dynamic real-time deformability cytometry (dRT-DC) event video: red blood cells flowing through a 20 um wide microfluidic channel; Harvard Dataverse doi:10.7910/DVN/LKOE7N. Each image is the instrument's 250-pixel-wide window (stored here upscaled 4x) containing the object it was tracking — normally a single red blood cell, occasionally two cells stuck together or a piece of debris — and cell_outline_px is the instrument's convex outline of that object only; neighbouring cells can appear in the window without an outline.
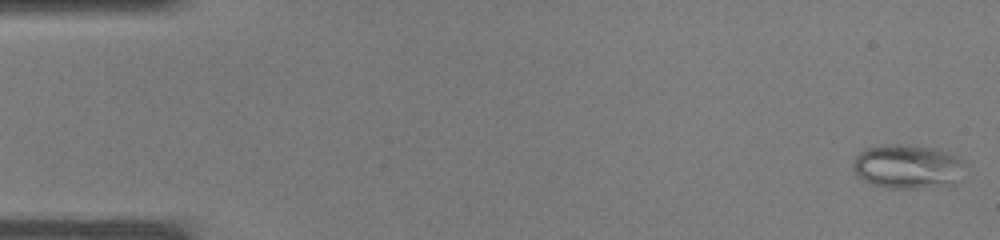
{"species": "common noctule bat (a hibernating species)", "species_latin": "Nyctalus noctula", "temperature_condition": "warm", "stored_images_in_passage": 38, "camera_frame_rate_fps": 3000, "um_per_image_px": 0.085, "animal": {"sex": "male", "body_mass_g": 19.0, "forearm_length_mm": 50.8}, "frame": {"image": 1, "passage_image": 1, "time_ms": 0.0, "image_size_px": [1000, 240], "cell_outline_px": [[964, 160], [956, 184], [920, 188], [888, 188], [872, 184], [864, 180], [852, 168], [852, 160], [860, 152], [868, 148], [880, 144], [900, 144], [932, 148], [948, 152]], "centroid_in_image_um": [77.11, 14.15], "position_along_channel_um": 7.9, "area_um2": 28.61}}
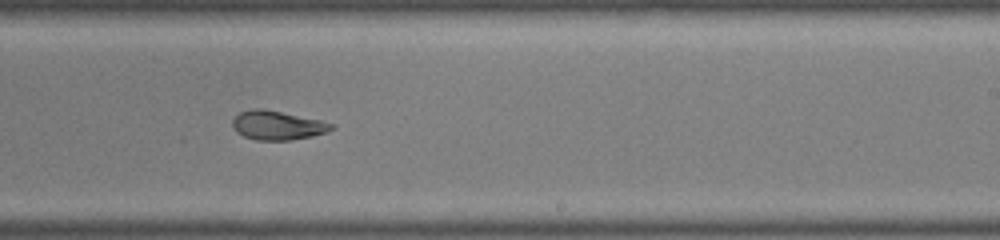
{"frame": {"image": 2, "passage_image": 23, "time_ms": 7.333, "image_size_px": [1000, 240], "cell_outline_px": [[336, 128], [312, 136], [292, 140], [256, 140], [244, 136], [236, 132], [232, 128], [232, 120], [240, 112], [252, 108], [264, 108], [320, 120], [336, 124]], "centroid_in_image_um": [23.57, 10.65], "position_along_channel_um": 265.4, "area_um2": 16.88}}
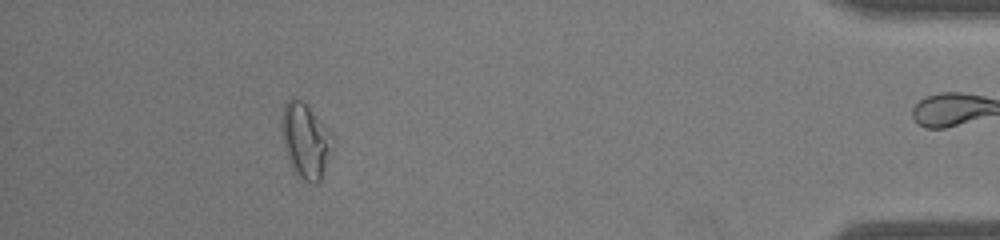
{"frame": {"image": 3, "passage_image": 34, "time_ms": 11.0, "image_size_px": [1000, 240], "cell_outline_px": [[332, 136], [320, 180], [316, 184], [312, 184], [296, 176], [292, 168], [284, 148], [280, 132], [280, 116], [284, 104], [292, 96], [296, 96], [308, 104], [332, 132]], "centroid_in_image_um": [25.89, 11.85], "position_along_channel_um": 409.3, "area_um2": 22.37}}